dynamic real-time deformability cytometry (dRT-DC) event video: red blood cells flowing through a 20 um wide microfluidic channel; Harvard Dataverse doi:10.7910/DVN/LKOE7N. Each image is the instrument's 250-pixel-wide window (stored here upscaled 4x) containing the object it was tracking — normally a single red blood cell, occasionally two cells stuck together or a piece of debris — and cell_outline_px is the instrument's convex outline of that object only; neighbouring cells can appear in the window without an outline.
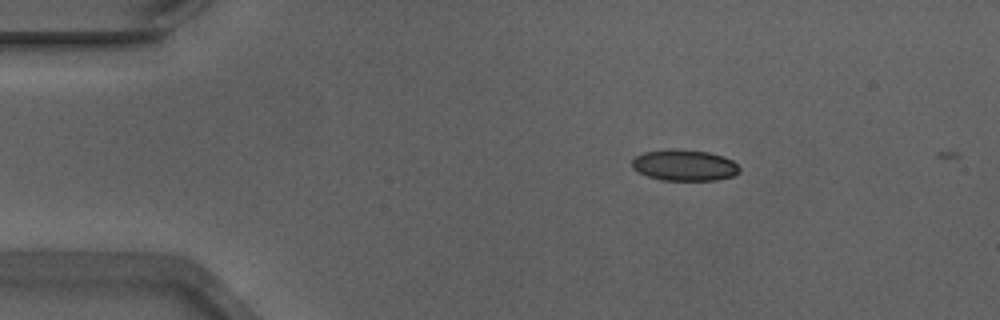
{"species": "Egyptian fruit bat (a non-hibernating species)", "species_latin": "Rousettus aegyptiacus", "temperature_condition": "warm", "stored_images_in_passage": 5, "camera_frame_rate_fps": 3000, "um_per_image_px": 0.085, "animal": {"sex": "male"}, "frame": {"image": 1, "passage_image": 1, "time_ms": 0.0, "image_size_px": [1000, 320], "cell_outline_px": [[740, 172], [736, 176], [716, 180], [660, 180], [648, 176], [632, 168], [632, 160], [636, 156], [644, 152], [668, 148], [680, 148], [708, 152], [724, 156], [732, 160], [740, 168]], "centroid_in_image_um": [58.2, 14.03], "position_along_channel_um": 26.8, "area_um2": 19.83}}